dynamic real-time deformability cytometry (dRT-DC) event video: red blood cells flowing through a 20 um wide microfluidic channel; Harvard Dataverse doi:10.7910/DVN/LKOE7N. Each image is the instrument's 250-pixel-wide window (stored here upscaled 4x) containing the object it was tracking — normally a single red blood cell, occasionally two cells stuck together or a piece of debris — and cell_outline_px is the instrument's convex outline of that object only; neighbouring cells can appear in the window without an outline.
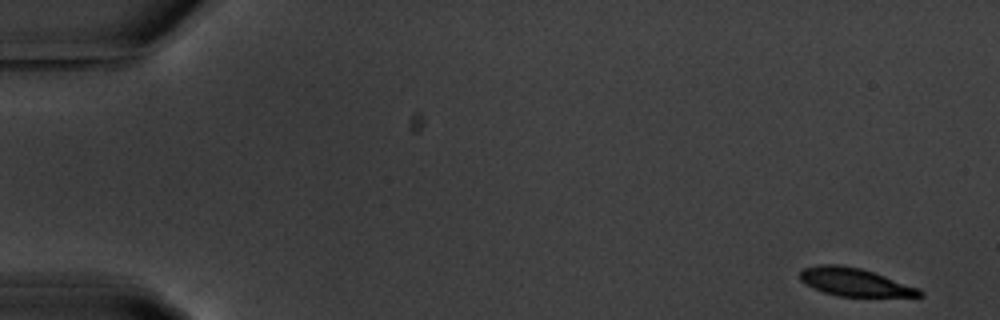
{"species": "common noctule bat (a hibernating species)", "species_latin": "Nyctalus noctula", "temperature_condition": "warm", "stored_images_in_passage": 5, "camera_frame_rate_fps": 3000, "um_per_image_px": 0.085, "animal": {"sex": "male", "body_mass_g": 20.1, "forearm_length_mm": 53.5}, "frame": {"image": 1, "passage_image": 1, "time_ms": 0.0, "image_size_px": [1000, 320], "cell_outline_px": [[924, 296], [840, 296], [824, 292], [800, 280], [800, 272], [804, 268], [820, 264], [840, 264], [860, 268], [920, 288], [924, 292]], "centroid_in_image_um": [72.67, 23.97], "position_along_channel_um": 12.3, "area_um2": 19.19}}
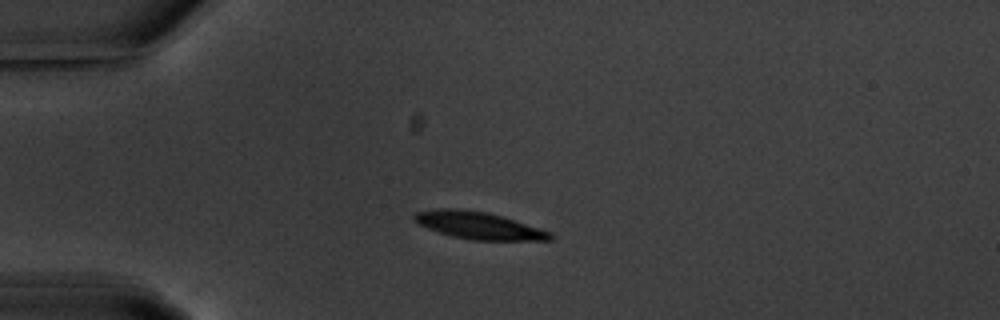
{"frame": {"image": 2, "passage_image": 3, "time_ms": 4.0, "image_size_px": [1000, 320], "cell_outline_px": [[556, 236], [552, 240], [472, 240], [452, 236], [428, 228], [412, 220], [412, 216], [416, 212], [436, 208], [456, 208], [488, 212], [504, 216], [552, 232]], "centroid_in_image_um": [40.72, 19.15], "position_along_channel_um": 44.3, "area_um2": 21.79}}
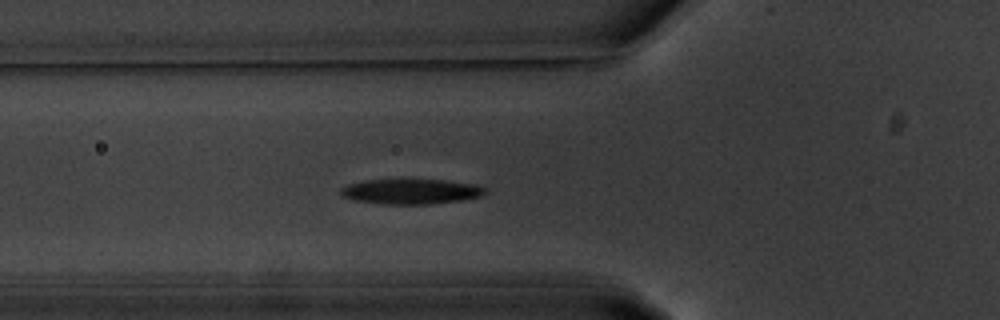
{"frame": {"image": 3, "passage_image": 5, "time_ms": 6.0, "image_size_px": [1000, 320], "cell_outline_px": [[488, 192], [480, 196], [460, 200], [432, 204], [380, 204], [356, 200], [344, 196], [340, 192], [340, 188], [348, 184], [368, 180], [444, 180], [476, 184], [488, 188]], "centroid_in_image_um": [34.98, 16.28], "position_along_channel_um": 90.8, "area_um2": 21.04}}